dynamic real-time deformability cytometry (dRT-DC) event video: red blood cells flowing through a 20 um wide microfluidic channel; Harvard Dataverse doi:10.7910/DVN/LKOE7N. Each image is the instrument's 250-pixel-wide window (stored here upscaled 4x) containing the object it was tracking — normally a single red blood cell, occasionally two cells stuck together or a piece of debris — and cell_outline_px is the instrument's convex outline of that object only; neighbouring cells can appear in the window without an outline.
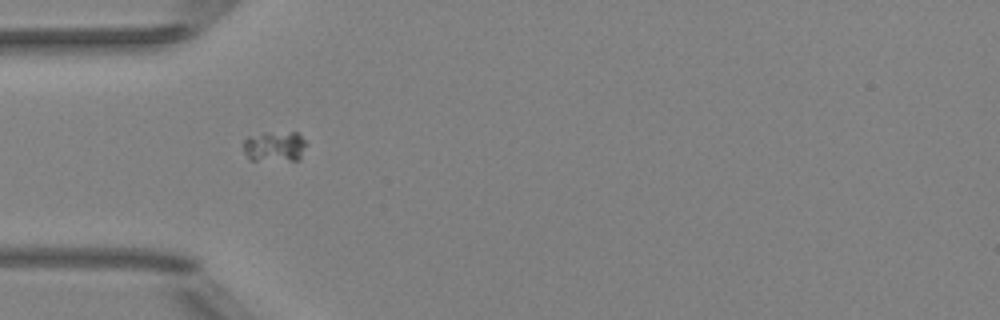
{"species": "Egyptian fruit bat (a non-hibernating species)", "species_latin": "Rousettus aegyptiacus", "temperature_condition": "room temperature", "stored_images_in_passage": 36, "camera_frame_rate_fps": 3000, "um_per_image_px": 0.085, "animal": {"sex": "female"}, "frame": {"image": 1, "passage_image": 1, "time_ms": 0.0, "image_size_px": [1000, 320], "cell_outline_px": [[304, 144], [300, 160], [248, 160], [244, 152], [244, 140], [248, 136], [268, 132], [300, 132], [304, 140]], "centroid_in_image_um": [23.32, 12.44], "position_along_channel_um": 61.7, "area_um2": 11.21}}
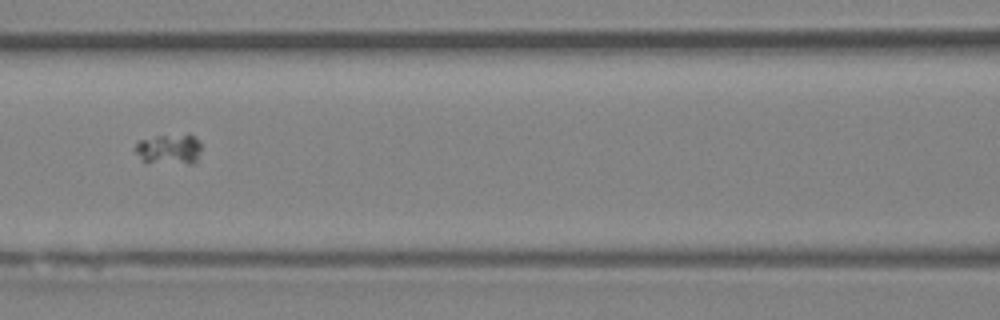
{"frame": {"image": 2, "passage_image": 8, "time_ms": 2.333, "image_size_px": [1000, 320], "cell_outline_px": [[200, 148], [196, 160], [192, 164], [148, 164], [132, 148], [140, 140], [156, 136], [192, 136], [200, 144]], "centroid_in_image_um": [14.31, 12.74], "position_along_channel_um": 152.3, "area_um2": 11.56}}
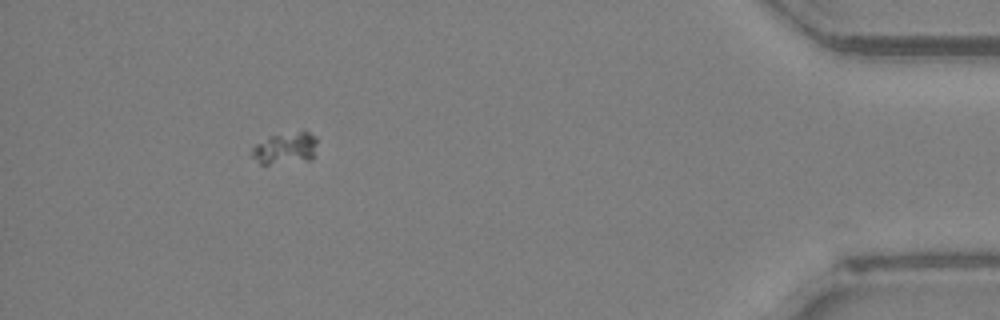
{"frame": {"image": 3, "passage_image": 32, "time_ms": 10.333, "image_size_px": [1000, 320], "cell_outline_px": [[316, 144], [312, 160], [268, 164], [260, 164], [252, 156], [252, 148], [256, 144], [268, 136], [304, 128], [316, 136]], "centroid_in_image_um": [24.29, 12.55], "position_along_channel_um": 410.9, "area_um2": 12.48}}